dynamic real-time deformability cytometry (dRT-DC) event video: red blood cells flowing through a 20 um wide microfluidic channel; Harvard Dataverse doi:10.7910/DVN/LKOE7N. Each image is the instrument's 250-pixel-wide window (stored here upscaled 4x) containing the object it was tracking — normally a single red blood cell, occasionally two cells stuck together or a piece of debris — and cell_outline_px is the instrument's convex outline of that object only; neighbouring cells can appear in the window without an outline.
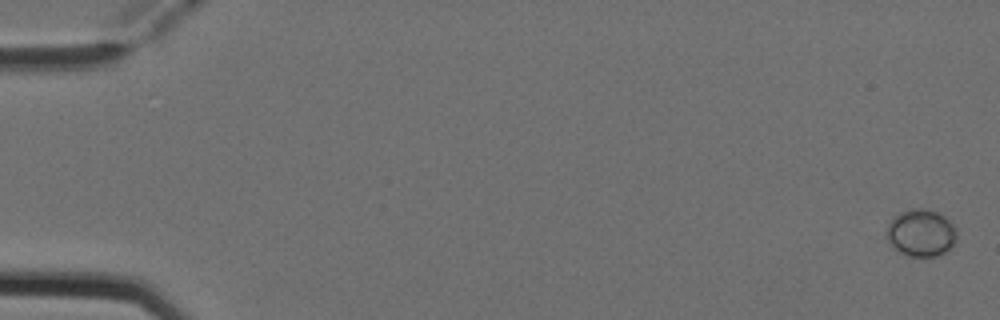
{"species": "Egyptian fruit bat (a non-hibernating species)", "species_latin": "Rousettus aegyptiacus", "temperature_condition": "cold", "stored_images_in_passage": 5, "camera_frame_rate_fps": 3000, "um_per_image_px": 0.085, "animal": {"sex": "female"}, "frame": {"image": 1, "passage_image": 1, "time_ms": 0.0, "image_size_px": [1000, 320], "cell_outline_px": [[956, 244], [944, 252], [936, 256], [908, 256], [900, 252], [884, 236], [884, 232], [892, 216], [896, 212], [912, 208], [924, 208], [936, 212], [944, 216], [952, 224], [956, 232]], "centroid_in_image_um": [78.24, 19.77], "position_along_channel_um": 6.8, "area_um2": 19.54}}
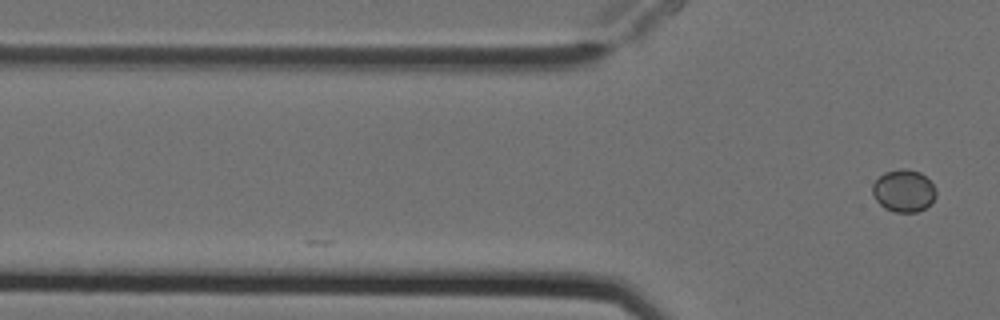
{"frame": {"image": 2, "passage_image": 5, "time_ms": 1.333, "image_size_px": [1000, 320], "cell_outline_px": [[936, 196], [932, 204], [916, 212], [896, 212], [884, 208], [876, 200], [872, 192], [872, 184], [884, 172], [904, 168], [920, 172], [936, 188]], "centroid_in_image_um": [76.82, 16.22], "position_along_channel_um": 49.0, "area_um2": 15.66}}